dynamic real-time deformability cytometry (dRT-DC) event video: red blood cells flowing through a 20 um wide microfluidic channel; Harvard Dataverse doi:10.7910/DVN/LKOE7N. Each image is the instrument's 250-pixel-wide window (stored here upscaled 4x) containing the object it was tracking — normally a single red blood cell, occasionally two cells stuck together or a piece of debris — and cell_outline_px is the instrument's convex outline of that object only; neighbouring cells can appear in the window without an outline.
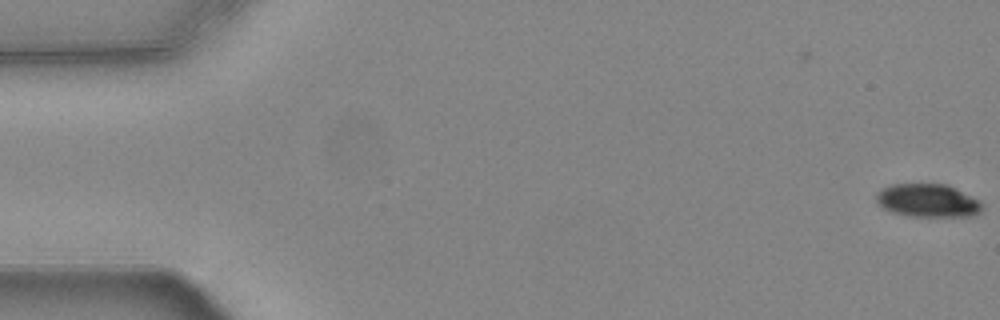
{"species": "common noctule bat (a hibernating species)", "species_latin": "Nyctalus noctula", "temperature_condition": "warm", "stored_images_in_passage": 56, "camera_frame_rate_fps": 3000, "um_per_image_px": 0.085, "animal": {"sex": "female", "body_mass_g": 24.6, "forearm_length_mm": 56.2}, "frame": {"image": 1, "passage_image": 1, "time_ms": 0.0, "image_size_px": [1000, 320], "cell_outline_px": [[984, 208], [980, 212], [972, 216], [908, 216], [892, 212], [884, 208], [876, 200], [876, 196], [884, 188], [892, 184], [948, 184], [980, 200], [984, 204]], "centroid_in_image_um": [78.93, 17.05], "position_along_channel_um": 6.1, "area_um2": 20.46}}
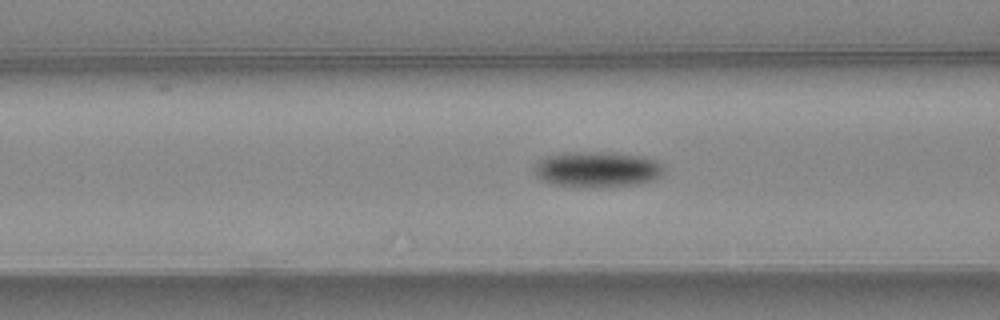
{"frame": {"image": 2, "passage_image": 22, "time_ms": 7.0, "image_size_px": [1000, 320], "cell_outline_px": [[664, 176], [640, 184], [604, 188], [580, 188], [552, 184], [540, 180], [536, 176], [532, 168], [540, 160], [548, 156], [564, 152], [612, 152], [644, 156], [656, 160], [664, 168]], "centroid_in_image_um": [50.77, 14.42], "position_along_channel_um": 115.8, "area_um2": 27.8}}
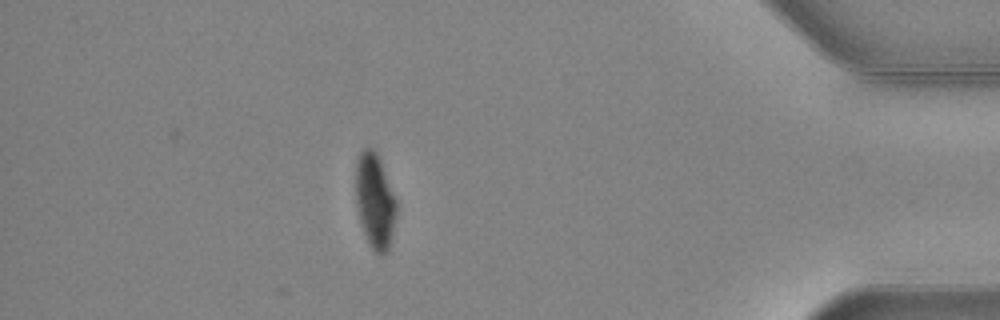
{"frame": {"image": 3, "passage_image": 49, "time_ms": 16.0, "image_size_px": [1000, 320], "cell_outline_px": [[396, 216], [388, 252], [380, 256], [372, 248], [360, 224], [356, 204], [356, 160], [360, 152], [368, 144], [376, 152], [380, 160], [396, 200]], "centroid_in_image_um": [31.85, 17.06], "position_along_channel_um": 403.3, "area_um2": 22.48}, "authors_computed_cell_mechanics": {"area_um2": 23.7558, "velocity_mm_per_s": 3.7357, "shape_relaxation_time_tau1_ms": 2.2803, "shape_relaxation_time_tau2_ms": 11.0132, "deformation_change_tau1": 0.1444, "deformation_change_tau2": 0.1163}}